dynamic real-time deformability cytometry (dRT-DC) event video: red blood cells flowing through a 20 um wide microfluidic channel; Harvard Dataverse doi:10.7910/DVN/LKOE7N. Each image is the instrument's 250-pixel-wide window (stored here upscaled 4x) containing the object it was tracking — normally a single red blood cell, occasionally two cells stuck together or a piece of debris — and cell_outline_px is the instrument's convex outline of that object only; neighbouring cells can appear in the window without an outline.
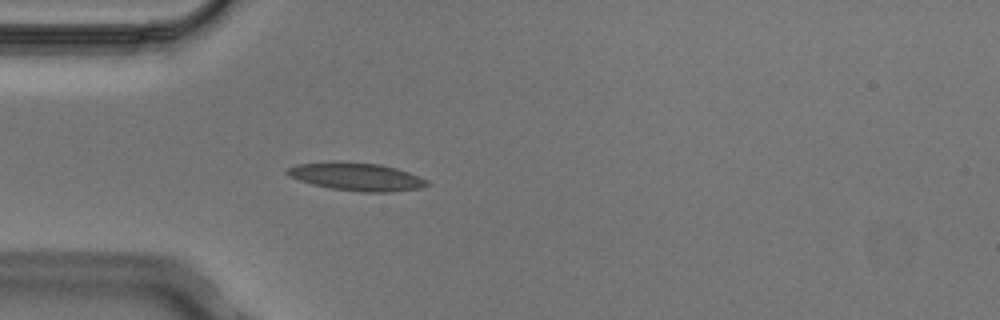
{"species": "Egyptian fruit bat (a non-hibernating species)", "species_latin": "Rousettus aegyptiacus", "temperature_condition": "cold", "stored_images_in_passage": 3, "camera_frame_rate_fps": 3000, "um_per_image_px": 0.085, "animal": {"sex": "male"}, "frame": {"image": 1, "passage_image": 3, "time_ms": 0.667, "image_size_px": [1000, 320], "cell_outline_px": [[432, 184], [420, 188], [392, 192], [364, 192], [332, 188], [312, 184], [288, 176], [284, 172], [288, 168], [296, 164], [332, 160], [380, 164], [396, 168], [420, 176], [428, 180]], "centroid_in_image_um": [30.3, 15.0], "position_along_channel_um": 54.7, "area_um2": 23.06}}